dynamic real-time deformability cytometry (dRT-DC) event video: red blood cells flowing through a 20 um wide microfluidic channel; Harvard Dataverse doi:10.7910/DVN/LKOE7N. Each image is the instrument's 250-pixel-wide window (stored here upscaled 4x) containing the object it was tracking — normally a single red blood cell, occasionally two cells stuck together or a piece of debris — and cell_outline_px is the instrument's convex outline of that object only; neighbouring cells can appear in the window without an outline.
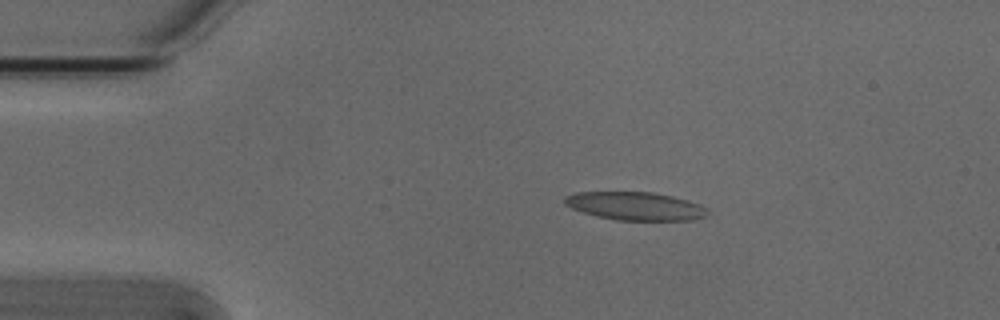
{"species": "Egyptian fruit bat (a non-hibernating species)", "species_latin": "Rousettus aegyptiacus", "temperature_condition": "cold", "stored_images_in_passage": 4, "camera_frame_rate_fps": 3000, "um_per_image_px": 0.085, "animal": {"sex": "male"}, "frame": {"image": 1, "passage_image": 3, "time_ms": 0.667, "image_size_px": [1000, 320], "cell_outline_px": [[708, 208], [704, 216], [692, 220], [616, 220], [596, 216], [572, 208], [564, 204], [564, 196], [576, 192], [652, 192], [672, 196], [688, 200], [700, 204]], "centroid_in_image_um": [53.98, 17.51], "position_along_channel_um": 31.0, "area_um2": 23.41}}